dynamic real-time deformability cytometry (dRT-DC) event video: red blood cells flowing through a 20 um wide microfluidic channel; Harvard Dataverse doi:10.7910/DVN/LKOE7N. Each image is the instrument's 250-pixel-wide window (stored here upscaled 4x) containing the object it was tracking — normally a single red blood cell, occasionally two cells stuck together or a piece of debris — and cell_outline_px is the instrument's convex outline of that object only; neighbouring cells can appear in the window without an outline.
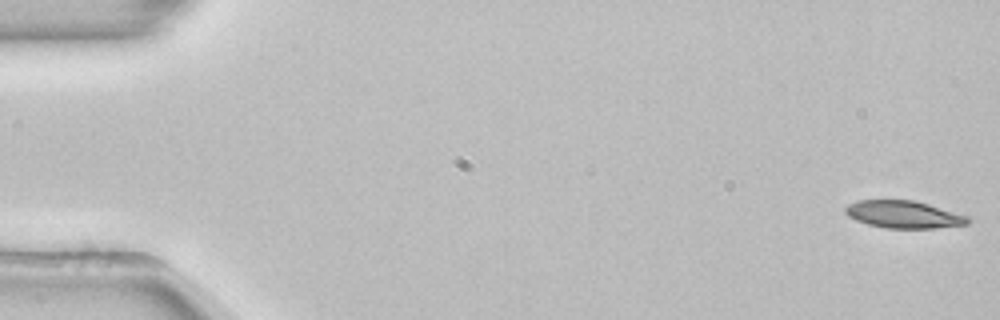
{"species": "common noctule bat (a hibernating species)", "species_latin": "Nyctalus noctula", "temperature_condition": "room temperature", "stored_images_in_passage": 53, "camera_frame_rate_fps": 3000, "um_per_image_px": 0.085, "animal": {"sex": "female", "body_mass_g": 22.7, "forearm_length_mm": 54.2}, "frame": {"image": 1, "passage_image": 1, "time_ms": 0.0, "image_size_px": [1000, 320], "cell_outline_px": [[972, 220], [968, 224], [936, 228], [884, 228], [868, 224], [856, 220], [848, 216], [844, 212], [844, 208], [848, 204], [856, 200], [912, 200], [928, 204], [968, 216]], "centroid_in_image_um": [76.79, 18.23], "position_along_channel_um": 8.2, "area_um2": 19.59}}
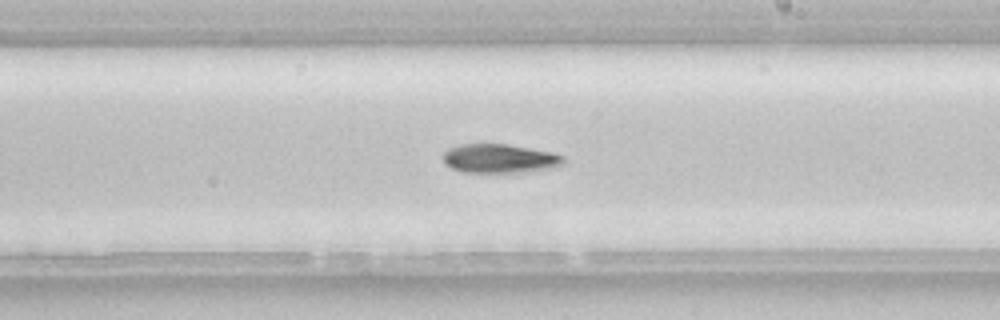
{"frame": {"image": 2, "passage_image": 31, "time_ms": 10.0, "image_size_px": [1000, 320], "cell_outline_px": [[564, 164], [556, 168], [524, 172], [464, 172], [452, 168], [444, 164], [440, 156], [448, 148], [460, 144], [508, 144], [552, 152], [564, 156]], "centroid_in_image_um": [42.46, 13.47], "position_along_channel_um": 246.5, "area_um2": 20.63}}
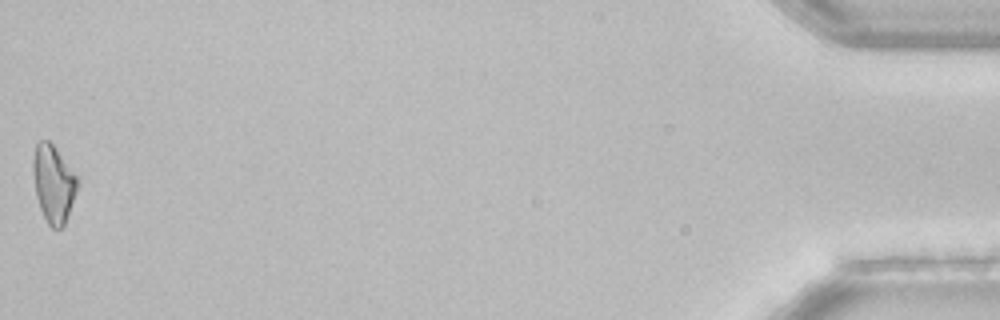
{"frame": {"image": 3, "passage_image": 53, "time_ms": 17.333, "image_size_px": [1000, 320], "cell_outline_px": [[76, 192], [64, 224], [60, 228], [52, 228], [48, 224], [40, 208], [36, 196], [32, 172], [32, 160], [36, 144], [40, 140], [48, 140], [56, 148], [76, 176]], "centroid_in_image_um": [4.49, 15.59], "position_along_channel_um": 430.7, "area_um2": 19.59}, "authors_computed_cell_mechanics": {"area_um2": 20.1722, "velocity_mm_per_s": 3.8838, "shape_relaxation_time_tau1_ms": 3.7203, "shape_relaxation_time_tau2_ms": null, "deformation_change_tau1": 0.1363, "deformation_change_tau2": null}}